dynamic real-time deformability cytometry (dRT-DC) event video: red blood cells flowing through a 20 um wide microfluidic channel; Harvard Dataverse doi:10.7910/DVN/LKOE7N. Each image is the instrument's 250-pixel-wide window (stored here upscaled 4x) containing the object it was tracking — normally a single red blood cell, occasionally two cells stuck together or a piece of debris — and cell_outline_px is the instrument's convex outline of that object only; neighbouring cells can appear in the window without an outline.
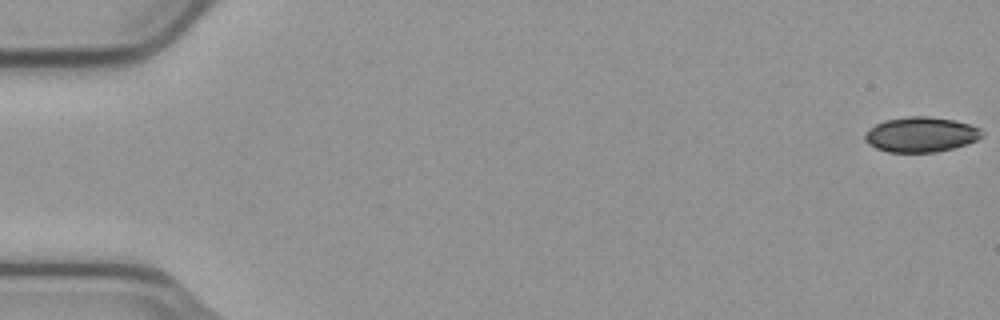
{"species": "common noctule bat (a hibernating species)", "species_latin": "Nyctalus noctula", "temperature_condition": "cold", "stored_images_in_passage": 11, "camera_frame_rate_fps": 3000, "um_per_image_px": 0.085, "animal": {"sex": "male", "body_mass_g": 23.1, "forearm_length_mm": 52.7}, "frame": {"image": 1, "passage_image": 1, "time_ms": 0.0, "image_size_px": [1000, 320], "cell_outline_px": [[984, 136], [968, 144], [936, 152], [888, 152], [876, 148], [868, 144], [864, 140], [864, 136], [868, 128], [884, 120], [904, 116], [928, 116], [952, 120], [968, 124], [980, 128], [984, 132]], "centroid_in_image_um": [78.26, 11.43], "position_along_channel_um": 6.7, "area_um2": 24.1}}